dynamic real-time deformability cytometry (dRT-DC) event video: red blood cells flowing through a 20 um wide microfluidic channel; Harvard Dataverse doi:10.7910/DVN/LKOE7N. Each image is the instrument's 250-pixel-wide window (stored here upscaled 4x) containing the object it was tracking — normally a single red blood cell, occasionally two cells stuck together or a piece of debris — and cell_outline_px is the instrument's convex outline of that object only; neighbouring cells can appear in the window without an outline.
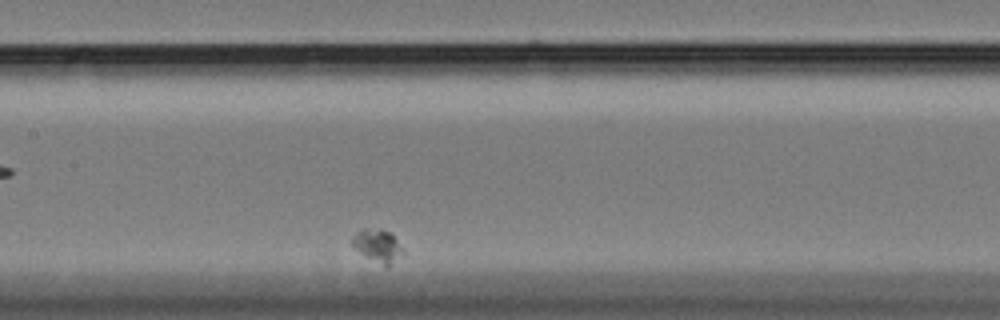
{"species": "Egyptian fruit bat (a non-hibernating species)", "species_latin": "Rousettus aegyptiacus", "temperature_condition": "cold", "stored_images_in_passage": 44, "camera_frame_rate_fps": 3000, "um_per_image_px": 0.085, "animal": {"sex": "female"}, "frame": {"image": 1, "passage_image": 22, "time_ms": 7.0, "image_size_px": [1000, 320], "cell_outline_px": [[404, 256], [388, 268], [384, 268], [356, 248], [352, 244], [352, 236], [356, 232], [364, 228], [380, 228], [392, 232], [404, 252]], "centroid_in_image_um": [32.17, 20.9], "position_along_channel_um": 175.2, "area_um2": 10.0}}